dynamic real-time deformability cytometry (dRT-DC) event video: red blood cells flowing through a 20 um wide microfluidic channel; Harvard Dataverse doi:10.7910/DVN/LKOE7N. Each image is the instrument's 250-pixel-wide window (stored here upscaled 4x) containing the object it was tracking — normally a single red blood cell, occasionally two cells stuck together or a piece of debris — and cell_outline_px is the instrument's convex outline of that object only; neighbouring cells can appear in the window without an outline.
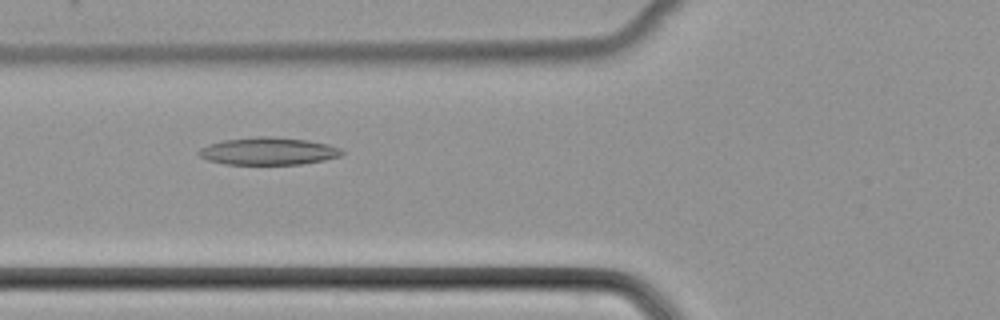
{"species": "common noctule bat (a hibernating species)", "species_latin": "Nyctalus noctula", "temperature_condition": "cold", "stored_images_in_passage": 51, "camera_frame_rate_fps": 3000, "um_per_image_px": 0.085, "animal": {"sex": "female", "body_mass_g": 22.7, "forearm_length_mm": 54.2}, "frame": {"image": 1, "passage_image": 20, "time_ms": 6.333, "image_size_px": [1000, 320], "cell_outline_px": [[344, 152], [340, 156], [324, 160], [300, 164], [224, 164], [208, 160], [200, 156], [196, 152], [200, 148], [208, 144], [224, 140], [256, 136], [268, 136], [308, 140], [328, 144], [340, 148]], "centroid_in_image_um": [22.79, 12.84], "position_along_channel_um": 103.0, "area_um2": 22.89}}
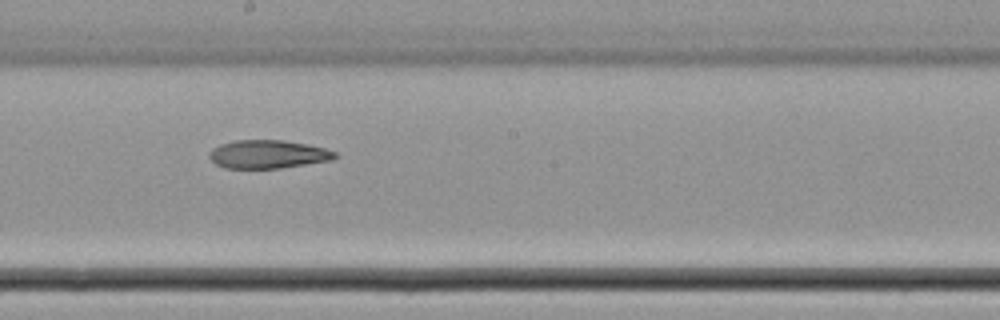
{"frame": {"image": 2, "passage_image": 29, "time_ms": 9.333, "image_size_px": [1000, 320], "cell_outline_px": [[340, 156], [332, 160], [280, 168], [224, 168], [216, 164], [208, 156], [208, 152], [212, 148], [220, 144], [236, 140], [284, 140], [308, 144], [324, 148], [336, 152]], "centroid_in_image_um": [22.78, 13.1], "position_along_channel_um": 225.4, "area_um2": 20.87}}
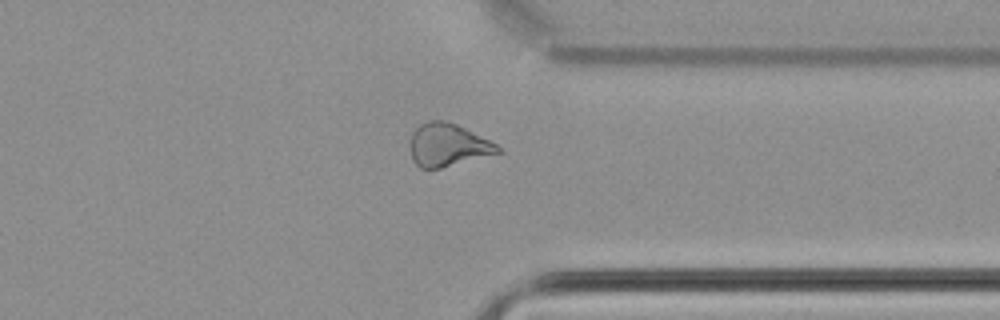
{"frame": {"image": 3, "passage_image": 40, "time_ms": 13.0, "image_size_px": [1000, 320], "cell_outline_px": [[504, 152], [440, 168], [420, 168], [412, 160], [412, 132], [420, 124], [428, 120], [444, 120], [456, 124], [496, 144]], "centroid_in_image_um": [38.08, 12.33], "position_along_channel_um": 373.3, "area_um2": 21.56}}